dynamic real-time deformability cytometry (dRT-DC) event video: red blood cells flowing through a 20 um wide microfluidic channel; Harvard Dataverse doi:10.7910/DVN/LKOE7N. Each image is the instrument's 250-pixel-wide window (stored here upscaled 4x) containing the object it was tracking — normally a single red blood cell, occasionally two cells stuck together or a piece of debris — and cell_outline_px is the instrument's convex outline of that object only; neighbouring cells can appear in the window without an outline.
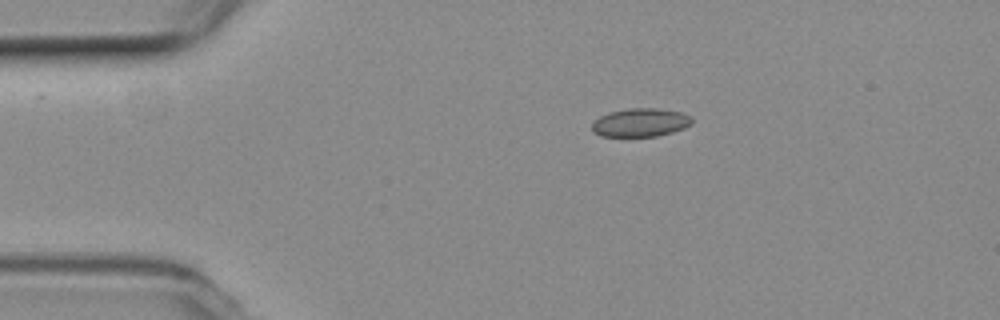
{"species": "common noctule bat (a hibernating species)", "species_latin": "Nyctalus noctula", "temperature_condition": "room temperature", "stored_images_in_passage": 45, "camera_frame_rate_fps": 3000, "um_per_image_px": 0.085, "animal": {"sex": "female", "body_mass_g": 19.3, "forearm_length_mm": 54.1}, "frame": {"image": 1, "passage_image": 1, "time_ms": 0.0, "image_size_px": [1000, 320], "cell_outline_px": [[692, 124], [684, 128], [672, 132], [656, 136], [600, 136], [592, 132], [592, 124], [600, 116], [608, 112], [628, 108], [660, 108], [680, 112], [692, 116]], "centroid_in_image_um": [54.44, 10.41], "position_along_channel_um": 30.6, "area_um2": 16.65}}
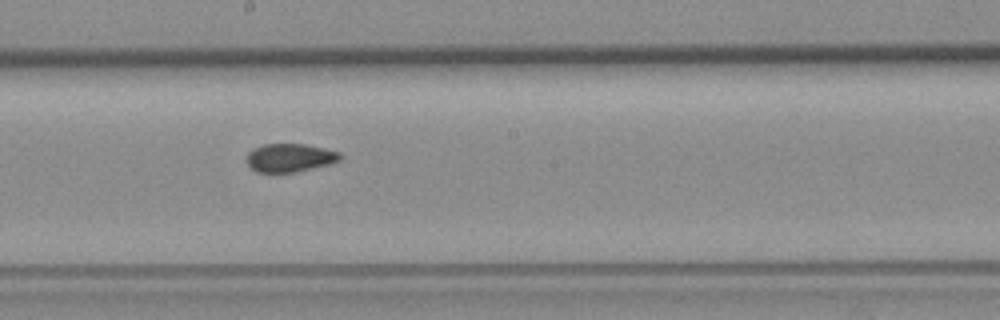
{"frame": {"image": 2, "passage_image": 20, "time_ms": 6.333, "image_size_px": [1000, 320], "cell_outline_px": [[340, 160], [328, 164], [296, 172], [256, 172], [248, 164], [248, 152], [252, 148], [264, 144], [304, 144], [324, 148], [340, 152]], "centroid_in_image_um": [24.62, 13.4], "position_along_channel_um": 223.6, "area_um2": 15.26}}
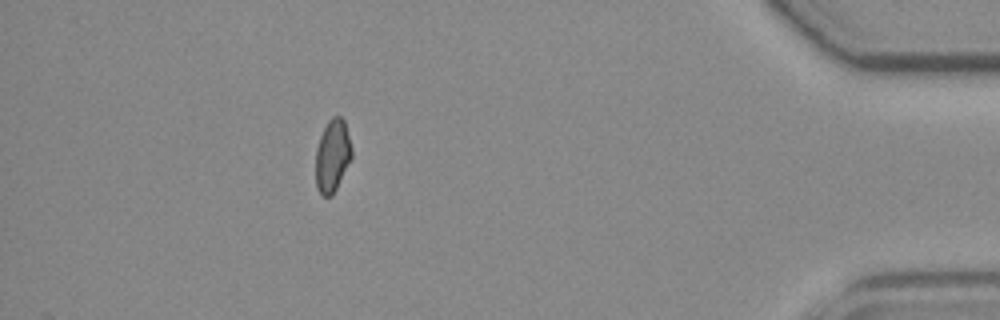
{"frame": {"image": 3, "passage_image": 39, "time_ms": 12.667, "image_size_px": [1000, 320], "cell_outline_px": [[352, 156], [332, 196], [324, 196], [316, 188], [316, 148], [320, 136], [328, 120], [332, 116], [340, 116], [344, 120], [352, 148]], "centroid_in_image_um": [28.25, 13.22], "position_along_channel_um": 407.0, "area_um2": 15.09}, "authors_computed_cell_mechanics": {"area_um2": 15.7794, "velocity_mm_per_s": 3.7965, "shape_relaxation_time_tau1_ms": 9.41, "shape_relaxation_time_tau2_ms": 1.2509, "deformation_change_tau1": 0.1463, "deformation_change_tau2": 0.0641}}